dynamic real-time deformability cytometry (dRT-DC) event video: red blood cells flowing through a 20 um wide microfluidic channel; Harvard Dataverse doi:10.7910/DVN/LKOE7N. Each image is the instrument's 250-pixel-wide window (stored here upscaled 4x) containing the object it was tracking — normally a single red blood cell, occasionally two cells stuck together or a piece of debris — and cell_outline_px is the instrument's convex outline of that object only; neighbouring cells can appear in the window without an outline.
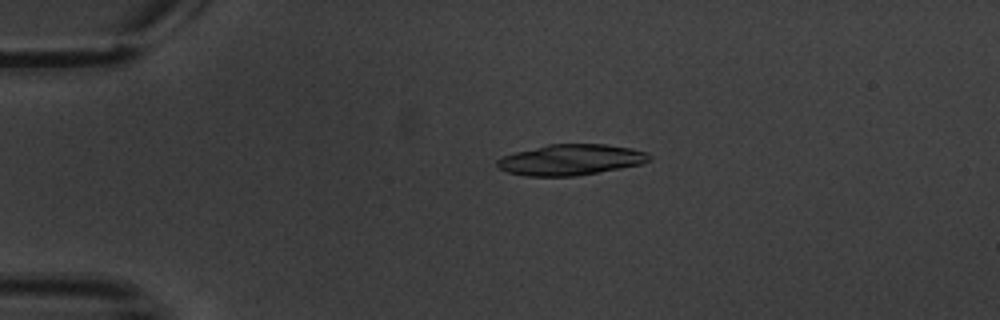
{"species": "common noctule bat (a hibernating species)", "species_latin": "Nyctalus noctula", "temperature_condition": "warm", "stored_images_in_passage": 6, "camera_frame_rate_fps": 3000, "um_per_image_px": 0.085, "animal": {"sex": "male", "body_mass_g": 20.1, "forearm_length_mm": 53.5}, "frame": {"image": 1, "passage_image": 4, "time_ms": 3.333, "image_size_px": [1000, 320], "cell_outline_px": [[652, 160], [640, 164], [620, 168], [576, 176], [524, 176], [508, 172], [496, 168], [496, 160], [504, 156], [516, 152], [548, 144], [604, 144], [632, 148], [648, 152], [652, 156]], "centroid_in_image_um": [48.52, 13.58], "position_along_channel_um": 36.5, "area_um2": 27.4}}